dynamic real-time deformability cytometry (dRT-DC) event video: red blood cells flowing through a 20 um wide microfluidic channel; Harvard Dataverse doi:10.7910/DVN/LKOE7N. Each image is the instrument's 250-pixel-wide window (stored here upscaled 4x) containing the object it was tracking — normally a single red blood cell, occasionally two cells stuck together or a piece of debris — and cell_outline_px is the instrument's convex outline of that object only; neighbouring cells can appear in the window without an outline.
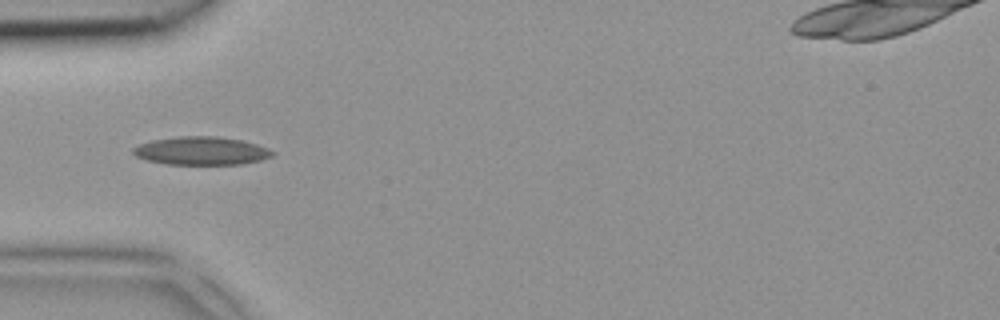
{"species": "common noctule bat (a hibernating species)", "species_latin": "Nyctalus noctula", "temperature_condition": "room temperature", "stored_images_in_passage": 2, "camera_frame_rate_fps": 3000, "um_per_image_px": 0.085, "animal": {"sex": "female", "body_mass_g": 18.4}, "frame": {"image": 1, "passage_image": 1, "time_ms": 0.0, "image_size_px": [1000, 320], "cell_outline_px": [[276, 152], [272, 156], [260, 160], [244, 164], [168, 164], [148, 160], [136, 156], [132, 152], [132, 148], [140, 144], [152, 140], [180, 136], [216, 136], [240, 140], [256, 144], [268, 148]], "centroid_in_image_um": [17.13, 12.82], "position_along_channel_um": 67.9, "area_um2": 22.77}}